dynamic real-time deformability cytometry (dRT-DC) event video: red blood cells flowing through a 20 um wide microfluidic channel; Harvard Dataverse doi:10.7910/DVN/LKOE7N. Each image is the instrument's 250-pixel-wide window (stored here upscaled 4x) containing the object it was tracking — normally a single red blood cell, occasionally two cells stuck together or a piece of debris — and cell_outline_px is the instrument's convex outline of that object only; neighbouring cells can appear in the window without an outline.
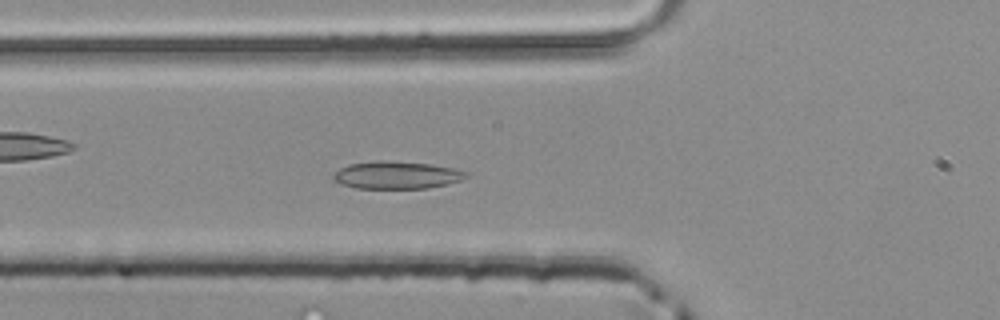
{"species": "common noctule bat (a hibernating species)", "species_latin": "Nyctalus noctula", "temperature_condition": "room temperature", "stored_images_in_passage": 48, "camera_frame_rate_fps": 3000, "um_per_image_px": 0.085, "animal": {"sex": "male", "body_mass_g": 20.4}, "frame": {"image": 1, "passage_image": 17, "time_ms": 5.333, "image_size_px": [1000, 320], "cell_outline_px": [[468, 176], [460, 180], [448, 184], [428, 188], [356, 188], [344, 184], [336, 180], [332, 176], [340, 168], [348, 164], [380, 160], [432, 164], [452, 168], [468, 172]], "centroid_in_image_um": [33.74, 14.88], "position_along_channel_um": 92.1, "area_um2": 21.04}}
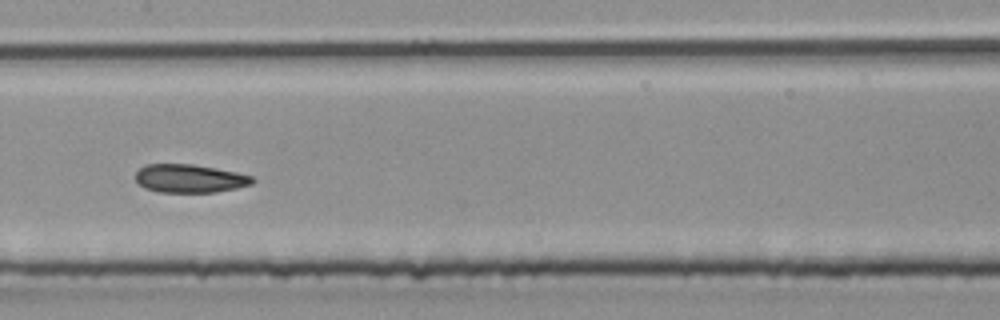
{"frame": {"image": 2, "passage_image": 24, "time_ms": 7.667, "image_size_px": [1000, 320], "cell_outline_px": [[256, 180], [252, 184], [236, 188], [212, 192], [160, 192], [144, 188], [136, 180], [136, 172], [144, 164], [192, 164], [216, 168], [236, 172], [252, 176]], "centroid_in_image_um": [16.12, 15.16], "position_along_channel_um": 191.3, "area_um2": 19.25}}
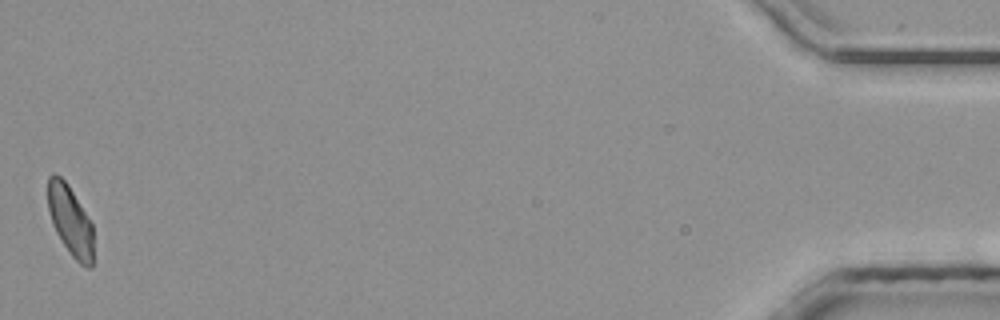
{"frame": {"image": 3, "passage_image": 48, "time_ms": 15.667, "image_size_px": [1000, 320], "cell_outline_px": [[92, 268], [88, 268], [80, 264], [72, 256], [56, 232], [52, 224], [48, 208], [48, 176], [52, 172], [56, 172], [68, 184], [92, 224]], "centroid_in_image_um": [5.95, 18.72], "position_along_channel_um": 429.2, "area_um2": 18.38}}